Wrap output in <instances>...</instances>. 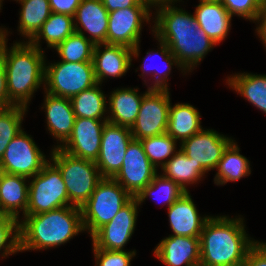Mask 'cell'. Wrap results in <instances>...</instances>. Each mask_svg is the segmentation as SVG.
<instances>
[{
    "mask_svg": "<svg viewBox=\"0 0 266 266\" xmlns=\"http://www.w3.org/2000/svg\"><path fill=\"white\" fill-rule=\"evenodd\" d=\"M2 258L19 252V220L0 212V251Z\"/></svg>",
    "mask_w": 266,
    "mask_h": 266,
    "instance_id": "8d00e7d4",
    "label": "cell"
},
{
    "mask_svg": "<svg viewBox=\"0 0 266 266\" xmlns=\"http://www.w3.org/2000/svg\"><path fill=\"white\" fill-rule=\"evenodd\" d=\"M170 92L167 89H150L143 93L139 113L132 125L134 139L141 140L166 133L168 125Z\"/></svg>",
    "mask_w": 266,
    "mask_h": 266,
    "instance_id": "9c48e42d",
    "label": "cell"
},
{
    "mask_svg": "<svg viewBox=\"0 0 266 266\" xmlns=\"http://www.w3.org/2000/svg\"><path fill=\"white\" fill-rule=\"evenodd\" d=\"M149 7H128L109 13L106 44L131 48L132 58L139 56L143 22H150Z\"/></svg>",
    "mask_w": 266,
    "mask_h": 266,
    "instance_id": "8fae6325",
    "label": "cell"
},
{
    "mask_svg": "<svg viewBox=\"0 0 266 266\" xmlns=\"http://www.w3.org/2000/svg\"><path fill=\"white\" fill-rule=\"evenodd\" d=\"M43 109L45 108L47 129L54 138L60 141V144L55 146L61 147L71 136L75 121V114L71 100L69 98L58 97L47 92ZM62 143V144H61Z\"/></svg>",
    "mask_w": 266,
    "mask_h": 266,
    "instance_id": "ffe728a7",
    "label": "cell"
},
{
    "mask_svg": "<svg viewBox=\"0 0 266 266\" xmlns=\"http://www.w3.org/2000/svg\"><path fill=\"white\" fill-rule=\"evenodd\" d=\"M194 17L199 28L216 45L227 37L231 27L232 16L220 1L199 0Z\"/></svg>",
    "mask_w": 266,
    "mask_h": 266,
    "instance_id": "44dd1931",
    "label": "cell"
},
{
    "mask_svg": "<svg viewBox=\"0 0 266 266\" xmlns=\"http://www.w3.org/2000/svg\"><path fill=\"white\" fill-rule=\"evenodd\" d=\"M22 6L18 30L28 42L38 33L52 11L49 0H16Z\"/></svg>",
    "mask_w": 266,
    "mask_h": 266,
    "instance_id": "f546056e",
    "label": "cell"
},
{
    "mask_svg": "<svg viewBox=\"0 0 266 266\" xmlns=\"http://www.w3.org/2000/svg\"><path fill=\"white\" fill-rule=\"evenodd\" d=\"M48 161L32 137L22 130L8 144L0 168L1 172L31 179Z\"/></svg>",
    "mask_w": 266,
    "mask_h": 266,
    "instance_id": "30bf717a",
    "label": "cell"
},
{
    "mask_svg": "<svg viewBox=\"0 0 266 266\" xmlns=\"http://www.w3.org/2000/svg\"><path fill=\"white\" fill-rule=\"evenodd\" d=\"M107 121L75 118L71 136L59 148L72 156L96 162L101 147L102 131Z\"/></svg>",
    "mask_w": 266,
    "mask_h": 266,
    "instance_id": "2e32d148",
    "label": "cell"
},
{
    "mask_svg": "<svg viewBox=\"0 0 266 266\" xmlns=\"http://www.w3.org/2000/svg\"><path fill=\"white\" fill-rule=\"evenodd\" d=\"M96 84L93 62H45L43 89L51 95L71 99Z\"/></svg>",
    "mask_w": 266,
    "mask_h": 266,
    "instance_id": "ba28073f",
    "label": "cell"
},
{
    "mask_svg": "<svg viewBox=\"0 0 266 266\" xmlns=\"http://www.w3.org/2000/svg\"><path fill=\"white\" fill-rule=\"evenodd\" d=\"M109 12L102 0H81L74 15L75 29L79 25L91 34L89 40L94 44H104L107 39ZM79 23V25H78Z\"/></svg>",
    "mask_w": 266,
    "mask_h": 266,
    "instance_id": "7402d4cb",
    "label": "cell"
},
{
    "mask_svg": "<svg viewBox=\"0 0 266 266\" xmlns=\"http://www.w3.org/2000/svg\"><path fill=\"white\" fill-rule=\"evenodd\" d=\"M158 169L145 154L140 140L132 139L127 146L122 167L114 179L136 197L155 177Z\"/></svg>",
    "mask_w": 266,
    "mask_h": 266,
    "instance_id": "7c38bea8",
    "label": "cell"
},
{
    "mask_svg": "<svg viewBox=\"0 0 266 266\" xmlns=\"http://www.w3.org/2000/svg\"><path fill=\"white\" fill-rule=\"evenodd\" d=\"M142 3L146 4L149 8L154 7H160L163 5H169L172 3L175 4V2L180 1V0H140Z\"/></svg>",
    "mask_w": 266,
    "mask_h": 266,
    "instance_id": "f6af8a7d",
    "label": "cell"
},
{
    "mask_svg": "<svg viewBox=\"0 0 266 266\" xmlns=\"http://www.w3.org/2000/svg\"><path fill=\"white\" fill-rule=\"evenodd\" d=\"M200 120V112L194 106L188 103L170 104L166 133L182 143L203 129Z\"/></svg>",
    "mask_w": 266,
    "mask_h": 266,
    "instance_id": "d4e9b609",
    "label": "cell"
},
{
    "mask_svg": "<svg viewBox=\"0 0 266 266\" xmlns=\"http://www.w3.org/2000/svg\"><path fill=\"white\" fill-rule=\"evenodd\" d=\"M158 42H160L159 43V45H160L159 49L160 50H157V51L155 50V52L150 51V52H147L146 54H147V57H151L152 54H154V53H155L154 54L155 57L157 55L161 56L162 59L165 61L164 63H165L166 66L164 65V67L166 69L162 73V70L160 72V70L158 69V67L150 68L149 71L151 73H152V71L154 72V73H152L153 74L152 77L154 78L153 80H155V82L149 88L150 89H167V90H169L168 89V84H167L168 83L167 81L169 80V78H167V77H168V75H170L172 66L173 65L178 66L182 70L181 72L182 73L184 72V74H186L187 71L181 66V64L178 62L177 58L171 53L169 47L164 42H162V41H159L158 40ZM142 59L145 62L147 61L146 58H142ZM145 62H143V65L140 66V68H141V70L143 72L139 76H144L143 74H145V72H146V74H147V72L149 73V71H146V70H148L147 67H146V63H147V66H148V62H146V63Z\"/></svg>",
    "mask_w": 266,
    "mask_h": 266,
    "instance_id": "d590c367",
    "label": "cell"
},
{
    "mask_svg": "<svg viewBox=\"0 0 266 266\" xmlns=\"http://www.w3.org/2000/svg\"><path fill=\"white\" fill-rule=\"evenodd\" d=\"M133 139L131 129L106 122L96 165L102 178H114L122 167L126 149Z\"/></svg>",
    "mask_w": 266,
    "mask_h": 266,
    "instance_id": "5bb4252c",
    "label": "cell"
},
{
    "mask_svg": "<svg viewBox=\"0 0 266 266\" xmlns=\"http://www.w3.org/2000/svg\"><path fill=\"white\" fill-rule=\"evenodd\" d=\"M28 189V207L24 216L36 215L43 212L69 206L67 188L61 171L48 161L42 170L31 177Z\"/></svg>",
    "mask_w": 266,
    "mask_h": 266,
    "instance_id": "52a82bcc",
    "label": "cell"
},
{
    "mask_svg": "<svg viewBox=\"0 0 266 266\" xmlns=\"http://www.w3.org/2000/svg\"><path fill=\"white\" fill-rule=\"evenodd\" d=\"M216 169V185H224L229 181L236 182L251 174L250 162L240 154V148L234 140L224 150Z\"/></svg>",
    "mask_w": 266,
    "mask_h": 266,
    "instance_id": "4316f807",
    "label": "cell"
},
{
    "mask_svg": "<svg viewBox=\"0 0 266 266\" xmlns=\"http://www.w3.org/2000/svg\"><path fill=\"white\" fill-rule=\"evenodd\" d=\"M172 5L156 8L152 31L157 40L169 47L181 66L192 72L216 44L199 28L194 15Z\"/></svg>",
    "mask_w": 266,
    "mask_h": 266,
    "instance_id": "6da1fadb",
    "label": "cell"
},
{
    "mask_svg": "<svg viewBox=\"0 0 266 266\" xmlns=\"http://www.w3.org/2000/svg\"><path fill=\"white\" fill-rule=\"evenodd\" d=\"M172 235L199 238L210 216L201 217L190 192L184 193L168 208Z\"/></svg>",
    "mask_w": 266,
    "mask_h": 266,
    "instance_id": "d6986e66",
    "label": "cell"
},
{
    "mask_svg": "<svg viewBox=\"0 0 266 266\" xmlns=\"http://www.w3.org/2000/svg\"><path fill=\"white\" fill-rule=\"evenodd\" d=\"M102 2L109 13L128 7H148L140 0H102Z\"/></svg>",
    "mask_w": 266,
    "mask_h": 266,
    "instance_id": "b9f144b4",
    "label": "cell"
},
{
    "mask_svg": "<svg viewBox=\"0 0 266 266\" xmlns=\"http://www.w3.org/2000/svg\"><path fill=\"white\" fill-rule=\"evenodd\" d=\"M8 36V30L6 28H0V51L1 47L4 43V41L7 39L6 37Z\"/></svg>",
    "mask_w": 266,
    "mask_h": 266,
    "instance_id": "bcb514c9",
    "label": "cell"
},
{
    "mask_svg": "<svg viewBox=\"0 0 266 266\" xmlns=\"http://www.w3.org/2000/svg\"><path fill=\"white\" fill-rule=\"evenodd\" d=\"M132 198L114 178H102L89 200L80 208L84 231L87 230L92 236Z\"/></svg>",
    "mask_w": 266,
    "mask_h": 266,
    "instance_id": "8992f818",
    "label": "cell"
},
{
    "mask_svg": "<svg viewBox=\"0 0 266 266\" xmlns=\"http://www.w3.org/2000/svg\"><path fill=\"white\" fill-rule=\"evenodd\" d=\"M232 141L212 129H202L180 143V150L208 172L217 168L224 150Z\"/></svg>",
    "mask_w": 266,
    "mask_h": 266,
    "instance_id": "9a60e30c",
    "label": "cell"
},
{
    "mask_svg": "<svg viewBox=\"0 0 266 266\" xmlns=\"http://www.w3.org/2000/svg\"><path fill=\"white\" fill-rule=\"evenodd\" d=\"M259 24L256 28L257 35L262 40L263 44L266 47V6L262 5L261 10L259 11L256 20ZM260 22V23H259Z\"/></svg>",
    "mask_w": 266,
    "mask_h": 266,
    "instance_id": "ee69618b",
    "label": "cell"
},
{
    "mask_svg": "<svg viewBox=\"0 0 266 266\" xmlns=\"http://www.w3.org/2000/svg\"><path fill=\"white\" fill-rule=\"evenodd\" d=\"M155 193L156 196L159 195L156 200H159L161 197V199L165 200L164 204L166 203L169 208L186 192L171 179L157 173L153 180L135 198L138 200L139 205H141L148 196L154 198Z\"/></svg>",
    "mask_w": 266,
    "mask_h": 266,
    "instance_id": "836d02e7",
    "label": "cell"
},
{
    "mask_svg": "<svg viewBox=\"0 0 266 266\" xmlns=\"http://www.w3.org/2000/svg\"><path fill=\"white\" fill-rule=\"evenodd\" d=\"M50 155L51 162L61 171L67 188L69 206L81 208L102 179L96 163L72 156L59 147H54Z\"/></svg>",
    "mask_w": 266,
    "mask_h": 266,
    "instance_id": "5b68a950",
    "label": "cell"
},
{
    "mask_svg": "<svg viewBox=\"0 0 266 266\" xmlns=\"http://www.w3.org/2000/svg\"><path fill=\"white\" fill-rule=\"evenodd\" d=\"M104 50H100L101 47ZM132 49L123 45L96 44L93 50V67L97 83L107 77H122L131 67Z\"/></svg>",
    "mask_w": 266,
    "mask_h": 266,
    "instance_id": "e0dca14e",
    "label": "cell"
},
{
    "mask_svg": "<svg viewBox=\"0 0 266 266\" xmlns=\"http://www.w3.org/2000/svg\"><path fill=\"white\" fill-rule=\"evenodd\" d=\"M244 218L217 216L206 221L200 234V266H242L257 242L245 231Z\"/></svg>",
    "mask_w": 266,
    "mask_h": 266,
    "instance_id": "7a4b0ae2",
    "label": "cell"
},
{
    "mask_svg": "<svg viewBox=\"0 0 266 266\" xmlns=\"http://www.w3.org/2000/svg\"><path fill=\"white\" fill-rule=\"evenodd\" d=\"M2 1H3V0H0V10H1V6H2Z\"/></svg>",
    "mask_w": 266,
    "mask_h": 266,
    "instance_id": "681fc988",
    "label": "cell"
},
{
    "mask_svg": "<svg viewBox=\"0 0 266 266\" xmlns=\"http://www.w3.org/2000/svg\"><path fill=\"white\" fill-rule=\"evenodd\" d=\"M74 23V17L52 12L38 33L29 42L40 50H43L40 46L42 38L46 41L47 47L54 49L75 32Z\"/></svg>",
    "mask_w": 266,
    "mask_h": 266,
    "instance_id": "f1b7e54d",
    "label": "cell"
},
{
    "mask_svg": "<svg viewBox=\"0 0 266 266\" xmlns=\"http://www.w3.org/2000/svg\"><path fill=\"white\" fill-rule=\"evenodd\" d=\"M138 88H122L111 92L107 108L110 115L108 121L117 125L127 126L129 128L135 123L143 94L138 95Z\"/></svg>",
    "mask_w": 266,
    "mask_h": 266,
    "instance_id": "cb8c5ba5",
    "label": "cell"
},
{
    "mask_svg": "<svg viewBox=\"0 0 266 266\" xmlns=\"http://www.w3.org/2000/svg\"><path fill=\"white\" fill-rule=\"evenodd\" d=\"M140 141L143 145L145 154L156 169L159 168L160 165L162 168L164 164L178 152V150L176 151L177 141L167 133L141 139Z\"/></svg>",
    "mask_w": 266,
    "mask_h": 266,
    "instance_id": "e575fe53",
    "label": "cell"
},
{
    "mask_svg": "<svg viewBox=\"0 0 266 266\" xmlns=\"http://www.w3.org/2000/svg\"><path fill=\"white\" fill-rule=\"evenodd\" d=\"M4 41L0 56L6 71L8 99L14 105L27 107L33 93L44 84V51L30 42H15L9 49Z\"/></svg>",
    "mask_w": 266,
    "mask_h": 266,
    "instance_id": "277c9868",
    "label": "cell"
},
{
    "mask_svg": "<svg viewBox=\"0 0 266 266\" xmlns=\"http://www.w3.org/2000/svg\"><path fill=\"white\" fill-rule=\"evenodd\" d=\"M81 0H49L53 13L66 14L74 17Z\"/></svg>",
    "mask_w": 266,
    "mask_h": 266,
    "instance_id": "60d3db41",
    "label": "cell"
},
{
    "mask_svg": "<svg viewBox=\"0 0 266 266\" xmlns=\"http://www.w3.org/2000/svg\"><path fill=\"white\" fill-rule=\"evenodd\" d=\"M201 1H220V0H201Z\"/></svg>",
    "mask_w": 266,
    "mask_h": 266,
    "instance_id": "c3c4849f",
    "label": "cell"
},
{
    "mask_svg": "<svg viewBox=\"0 0 266 266\" xmlns=\"http://www.w3.org/2000/svg\"><path fill=\"white\" fill-rule=\"evenodd\" d=\"M261 5H265L266 4V0H257Z\"/></svg>",
    "mask_w": 266,
    "mask_h": 266,
    "instance_id": "7dc6e473",
    "label": "cell"
},
{
    "mask_svg": "<svg viewBox=\"0 0 266 266\" xmlns=\"http://www.w3.org/2000/svg\"><path fill=\"white\" fill-rule=\"evenodd\" d=\"M139 203L133 197L115 217L92 236L93 249L124 251V246L134 233Z\"/></svg>",
    "mask_w": 266,
    "mask_h": 266,
    "instance_id": "4fadbf2b",
    "label": "cell"
},
{
    "mask_svg": "<svg viewBox=\"0 0 266 266\" xmlns=\"http://www.w3.org/2000/svg\"><path fill=\"white\" fill-rule=\"evenodd\" d=\"M21 175L0 173V212L11 215L19 220V212L26 214L28 207L27 180ZM20 209V210H18Z\"/></svg>",
    "mask_w": 266,
    "mask_h": 266,
    "instance_id": "603a6c76",
    "label": "cell"
},
{
    "mask_svg": "<svg viewBox=\"0 0 266 266\" xmlns=\"http://www.w3.org/2000/svg\"><path fill=\"white\" fill-rule=\"evenodd\" d=\"M94 46L85 36L82 28L79 27L54 49H56L62 61L72 63L92 62Z\"/></svg>",
    "mask_w": 266,
    "mask_h": 266,
    "instance_id": "1f68e13d",
    "label": "cell"
},
{
    "mask_svg": "<svg viewBox=\"0 0 266 266\" xmlns=\"http://www.w3.org/2000/svg\"><path fill=\"white\" fill-rule=\"evenodd\" d=\"M161 169L165 178L171 179L185 192H189L186 186L200 181L207 173L200 164H196L180 149Z\"/></svg>",
    "mask_w": 266,
    "mask_h": 266,
    "instance_id": "484cf974",
    "label": "cell"
},
{
    "mask_svg": "<svg viewBox=\"0 0 266 266\" xmlns=\"http://www.w3.org/2000/svg\"><path fill=\"white\" fill-rule=\"evenodd\" d=\"M99 83L94 87L84 90L70 100L76 118H93L98 120H108L105 116L107 102L106 96L99 88Z\"/></svg>",
    "mask_w": 266,
    "mask_h": 266,
    "instance_id": "4dcf8cb0",
    "label": "cell"
},
{
    "mask_svg": "<svg viewBox=\"0 0 266 266\" xmlns=\"http://www.w3.org/2000/svg\"><path fill=\"white\" fill-rule=\"evenodd\" d=\"M11 105L14 104L8 99L6 71L0 56V109Z\"/></svg>",
    "mask_w": 266,
    "mask_h": 266,
    "instance_id": "7bdbcfd3",
    "label": "cell"
},
{
    "mask_svg": "<svg viewBox=\"0 0 266 266\" xmlns=\"http://www.w3.org/2000/svg\"><path fill=\"white\" fill-rule=\"evenodd\" d=\"M154 254L166 266H200V239L170 235L160 241Z\"/></svg>",
    "mask_w": 266,
    "mask_h": 266,
    "instance_id": "ac0fdd59",
    "label": "cell"
},
{
    "mask_svg": "<svg viewBox=\"0 0 266 266\" xmlns=\"http://www.w3.org/2000/svg\"><path fill=\"white\" fill-rule=\"evenodd\" d=\"M220 3L232 17L237 15L254 22L262 8V5L257 0H220Z\"/></svg>",
    "mask_w": 266,
    "mask_h": 266,
    "instance_id": "74e56055",
    "label": "cell"
},
{
    "mask_svg": "<svg viewBox=\"0 0 266 266\" xmlns=\"http://www.w3.org/2000/svg\"><path fill=\"white\" fill-rule=\"evenodd\" d=\"M96 266H131L130 262L136 255V251H115L93 249Z\"/></svg>",
    "mask_w": 266,
    "mask_h": 266,
    "instance_id": "f35d334b",
    "label": "cell"
},
{
    "mask_svg": "<svg viewBox=\"0 0 266 266\" xmlns=\"http://www.w3.org/2000/svg\"><path fill=\"white\" fill-rule=\"evenodd\" d=\"M226 81L239 95L266 113V75L244 72L232 75Z\"/></svg>",
    "mask_w": 266,
    "mask_h": 266,
    "instance_id": "83f0119b",
    "label": "cell"
},
{
    "mask_svg": "<svg viewBox=\"0 0 266 266\" xmlns=\"http://www.w3.org/2000/svg\"><path fill=\"white\" fill-rule=\"evenodd\" d=\"M242 266H266V243L257 241L249 249Z\"/></svg>",
    "mask_w": 266,
    "mask_h": 266,
    "instance_id": "ab89813d",
    "label": "cell"
},
{
    "mask_svg": "<svg viewBox=\"0 0 266 266\" xmlns=\"http://www.w3.org/2000/svg\"><path fill=\"white\" fill-rule=\"evenodd\" d=\"M28 107L11 105L0 109V160L10 143L22 130V121Z\"/></svg>",
    "mask_w": 266,
    "mask_h": 266,
    "instance_id": "d6a6232c",
    "label": "cell"
},
{
    "mask_svg": "<svg viewBox=\"0 0 266 266\" xmlns=\"http://www.w3.org/2000/svg\"><path fill=\"white\" fill-rule=\"evenodd\" d=\"M23 217L19 221V252L60 246L84 231L81 209L76 206Z\"/></svg>",
    "mask_w": 266,
    "mask_h": 266,
    "instance_id": "3957f363",
    "label": "cell"
}]
</instances>
